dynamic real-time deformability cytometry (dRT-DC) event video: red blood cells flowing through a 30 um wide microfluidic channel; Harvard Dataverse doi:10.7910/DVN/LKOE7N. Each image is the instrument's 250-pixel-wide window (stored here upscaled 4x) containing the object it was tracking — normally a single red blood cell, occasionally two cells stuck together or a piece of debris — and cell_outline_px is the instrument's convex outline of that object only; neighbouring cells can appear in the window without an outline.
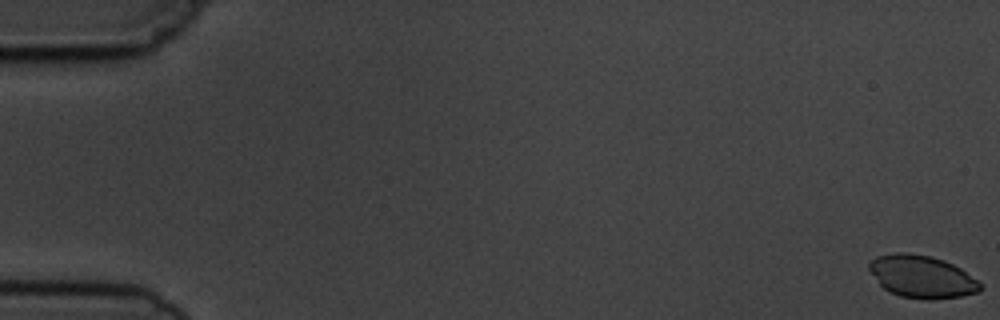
{"species": "common noctule bat (a hibernating species)", "species_latin": "Nyctalus noctula", "temperature_condition": "cold", "stored_images_in_passage": 5, "camera_frame_rate_fps": 3000, "um_per_image_px": 0.085, "animal": {"sex": "male", "body_mass_g": 19.5, "forearm_length_mm": 54.6}, "frame": {"image": 1, "passage_image": 1, "time_ms": 0.0, "image_size_px": [1000, 320], "cell_outline_px": [[984, 288], [980, 292], [960, 296], [932, 300], [928, 300], [900, 296], [884, 288], [880, 284], [868, 268], [868, 264], [876, 256], [896, 252], [908, 252], [928, 256], [944, 260], [960, 268], [976, 280]], "centroid_in_image_um": [78.36, 23.51], "position_along_channel_um": 6.6, "area_um2": 27.34}}